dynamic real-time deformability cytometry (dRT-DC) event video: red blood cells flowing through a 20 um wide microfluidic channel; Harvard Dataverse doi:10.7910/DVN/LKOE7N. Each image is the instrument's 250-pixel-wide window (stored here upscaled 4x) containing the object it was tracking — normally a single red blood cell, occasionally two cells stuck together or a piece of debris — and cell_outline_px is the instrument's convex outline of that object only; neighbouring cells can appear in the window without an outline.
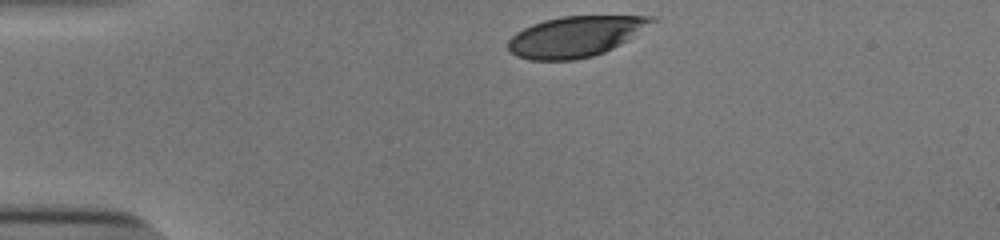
{"species": "human", "species_latin": "Homo sapiens", "temperature_condition": "cold", "stored_images_in_passage": 33, "camera_frame_rate_fps": 3000, "um_per_image_px": 0.085, "donor": {"sex": "male"}, "frame": {"image": 1, "passage_image": 1, "time_ms": 0.0, "image_size_px": [1000, 240], "cell_outline_px": [[656, 20], [628, 40], [604, 52], [592, 56], [576, 60], [528, 60], [516, 56], [508, 48], [508, 40], [516, 32], [532, 24], [544, 20], [560, 16], [656, 16]], "centroid_in_image_um": [48.89, 3.1], "position_along_channel_um": 36.1, "area_um2": 33.87}}
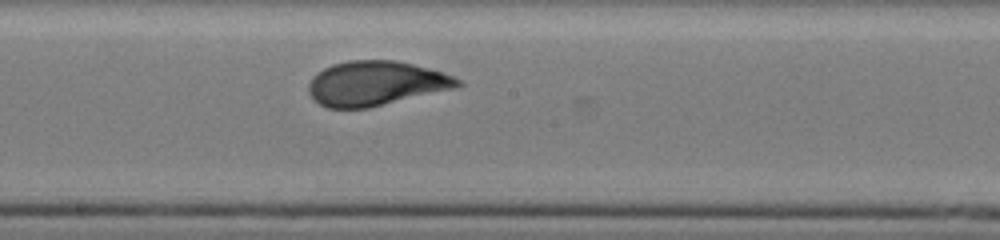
{"frame": {"image": 2, "passage_image": 19, "time_ms": 6.0, "image_size_px": [1000, 240], "cell_outline_px": [[464, 84], [452, 88], [368, 108], [328, 108], [320, 104], [308, 92], [308, 84], [312, 76], [316, 72], [332, 64], [348, 60], [396, 60], [412, 64], [440, 72], [452, 76], [460, 80]], "centroid_in_image_um": [31.87, 7.08], "position_along_channel_um": 216.3, "area_um2": 38.26}}
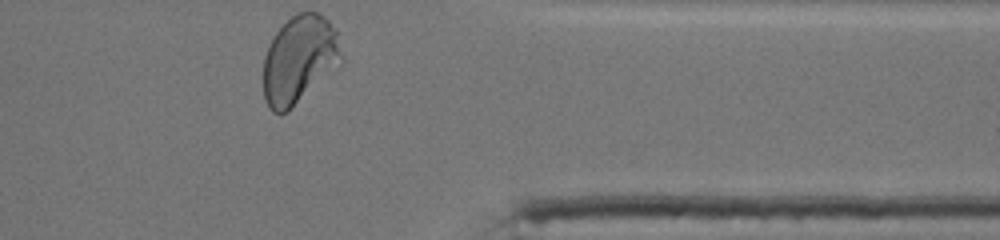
{"frame": {"image": 3, "passage_image": 33, "time_ms": 10.667, "image_size_px": [1000, 240], "cell_outline_px": [[344, 64], [288, 112], [272, 112], [268, 108], [264, 100], [264, 56], [268, 44], [272, 36], [292, 16], [300, 12], [316, 12], [324, 16], [336, 28], [344, 60]], "centroid_in_image_um": [25.49, 5.09], "position_along_channel_um": 385.9, "area_um2": 40.92}, "authors_computed_cell_mechanics": {"area_um2": 38.2636, "velocity_mm_per_s": 3.8525, "shape_relaxation_time_tau1_ms": 3.3469, "shape_relaxation_time_tau2_ms": null, "deformation_change_tau1": 0.1662, "deformation_change_tau2": null}}